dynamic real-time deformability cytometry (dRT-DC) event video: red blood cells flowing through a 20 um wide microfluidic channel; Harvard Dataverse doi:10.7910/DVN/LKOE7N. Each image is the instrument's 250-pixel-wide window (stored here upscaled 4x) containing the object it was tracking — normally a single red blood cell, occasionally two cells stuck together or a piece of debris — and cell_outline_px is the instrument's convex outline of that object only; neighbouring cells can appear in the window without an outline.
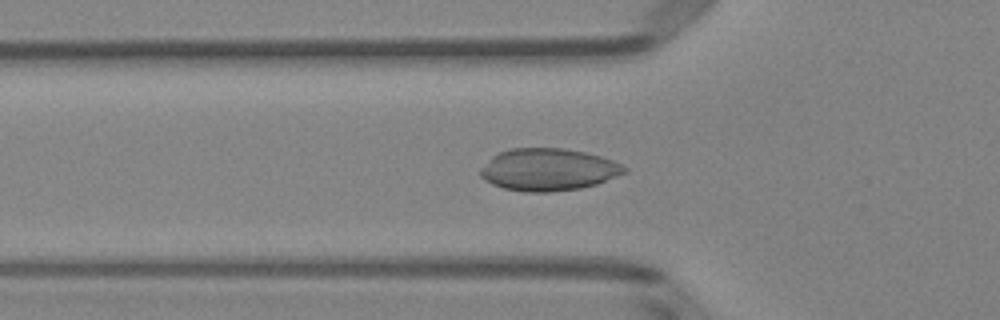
{"species": "Egyptian fruit bat (a non-hibernating species)", "species_latin": "Rousettus aegyptiacus", "temperature_condition": "room temperature", "stored_images_in_passage": 50, "camera_frame_rate_fps": 3000, "um_per_image_px": 0.085, "animal": {"sex": "female"}, "frame": {"image": 1, "passage_image": 17, "time_ms": 5.333, "image_size_px": [1000, 320], "cell_outline_px": [[628, 172], [596, 184], [580, 188], [548, 192], [524, 192], [504, 188], [492, 184], [484, 180], [480, 176], [480, 168], [492, 156], [500, 152], [512, 148], [564, 148], [584, 152], [600, 156], [612, 160], [628, 168]], "centroid_in_image_um": [46.59, 14.42], "position_along_channel_um": 79.2, "area_um2": 35.43}}
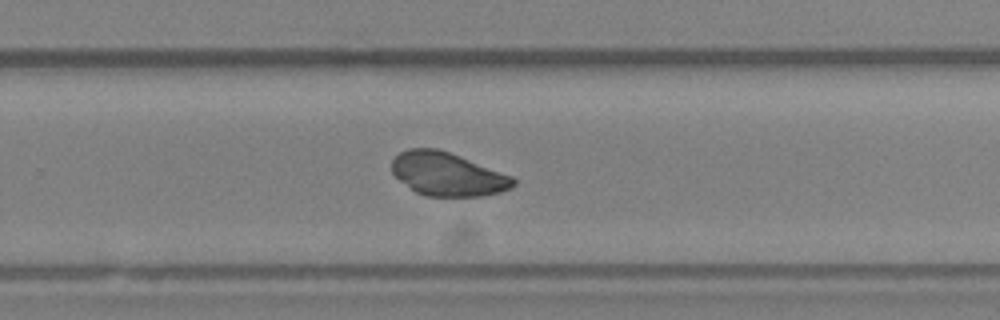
{"frame": {"image": 2, "passage_image": 33, "time_ms": 10.667, "image_size_px": [1000, 320], "cell_outline_px": [[516, 184], [512, 188], [500, 192], [484, 196], [424, 196], [416, 192], [400, 180], [392, 172], [392, 160], [400, 152], [408, 148], [436, 148], [448, 152], [512, 176], [516, 180]], "centroid_in_image_um": [38.04, 14.81], "position_along_channel_um": 291.8, "area_um2": 30.52}}
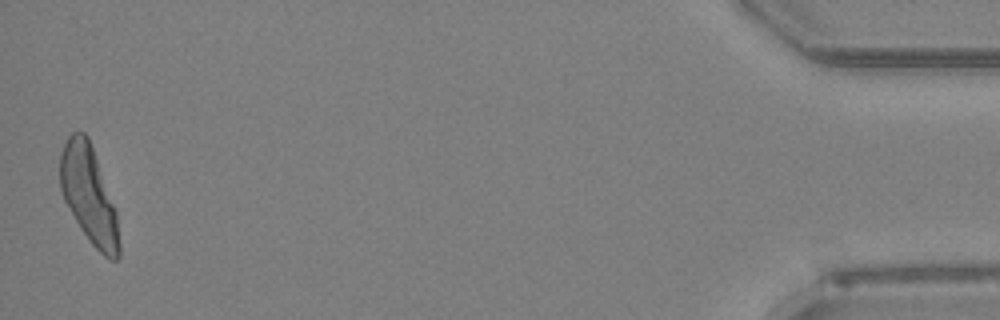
{"frame": {"image": 3, "passage_image": 50, "time_ms": 16.333, "image_size_px": [1000, 320], "cell_outline_px": [[120, 256], [116, 260], [108, 260], [92, 244], [80, 228], [64, 200], [60, 188], [60, 152], [68, 136], [72, 132], [84, 132], [88, 136], [116, 212], [120, 244]], "centroid_in_image_um": [7.54, 16.58], "position_along_channel_um": 427.7, "area_um2": 33.12}}